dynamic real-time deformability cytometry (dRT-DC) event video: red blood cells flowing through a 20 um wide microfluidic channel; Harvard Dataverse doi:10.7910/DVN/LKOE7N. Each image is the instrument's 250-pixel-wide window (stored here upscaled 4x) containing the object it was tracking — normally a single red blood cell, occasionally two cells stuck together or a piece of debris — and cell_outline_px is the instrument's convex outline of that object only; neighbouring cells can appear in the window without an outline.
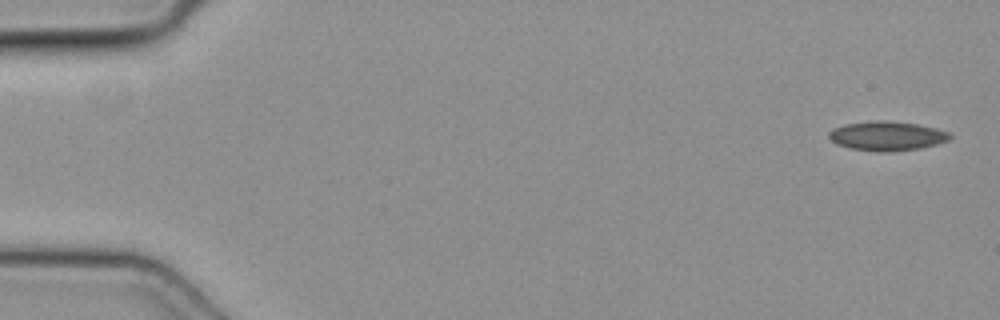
{"species": "common noctule bat (a hibernating species)", "species_latin": "Nyctalus noctula", "temperature_condition": "cold", "stored_images_in_passage": 14, "camera_frame_rate_fps": 3000, "um_per_image_px": 0.085, "animal": {"sex": "female", "body_mass_g": 19.3, "forearm_length_mm": 54.1}, "frame": {"image": 1, "passage_image": 1, "time_ms": 0.0, "image_size_px": [1000, 320], "cell_outline_px": [[952, 136], [948, 140], [936, 144], [920, 148], [892, 152], [876, 152], [852, 148], [836, 144], [828, 136], [828, 132], [832, 128], [844, 124], [880, 120], [884, 120], [916, 124], [936, 128], [948, 132]], "centroid_in_image_um": [75.37, 11.56], "position_along_channel_um": 9.6, "area_um2": 20.63}}
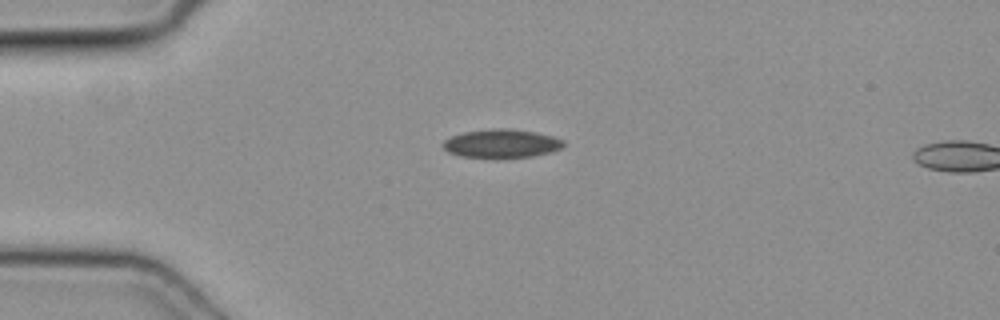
{"frame": {"image": 2, "passage_image": 12, "time_ms": 3.667, "image_size_px": [1000, 320], "cell_outline_px": [[564, 144], [560, 148], [552, 152], [532, 156], [460, 156], [448, 152], [440, 144], [444, 140], [452, 136], [464, 132], [492, 128], [508, 128], [536, 132], [552, 136], [564, 140]], "centroid_in_image_um": [42.62, 12.17], "position_along_channel_um": 42.4, "area_um2": 19.65}}